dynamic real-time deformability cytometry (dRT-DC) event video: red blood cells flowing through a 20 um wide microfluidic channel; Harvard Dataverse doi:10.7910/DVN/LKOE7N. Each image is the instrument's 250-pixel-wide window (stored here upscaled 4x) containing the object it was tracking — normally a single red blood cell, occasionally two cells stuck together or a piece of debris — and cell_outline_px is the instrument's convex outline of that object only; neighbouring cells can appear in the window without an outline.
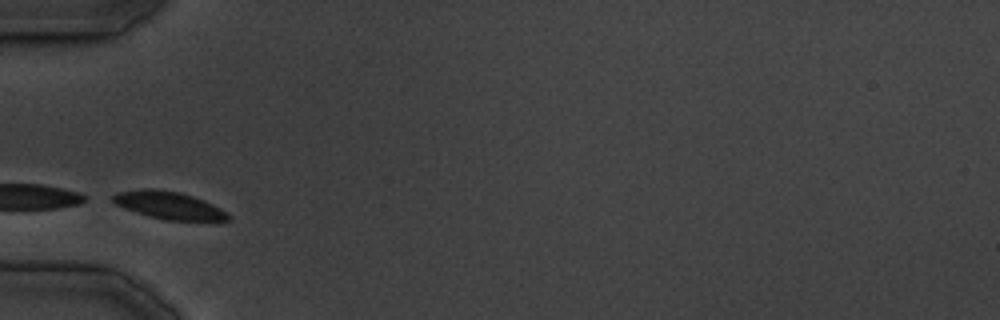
{"species": "common noctule bat (a hibernating species)", "species_latin": "Nyctalus noctula", "temperature_condition": "cold", "stored_images_in_passage": 4, "camera_frame_rate_fps": 3000, "um_per_image_px": 0.085, "animal": {"sex": "male", "body_mass_g": 19.5, "forearm_length_mm": 54.6}, "frame": {"image": 1, "passage_image": 2, "time_ms": 2.333, "image_size_px": [1000, 320], "cell_outline_px": [[228, 220], [168, 220], [148, 216], [124, 208], [116, 204], [112, 200], [112, 196], [116, 192], [144, 188], [152, 188], [180, 192], [204, 200], [228, 212]], "centroid_in_image_um": [14.31, 17.43], "position_along_channel_um": 70.7, "area_um2": 18.32}}